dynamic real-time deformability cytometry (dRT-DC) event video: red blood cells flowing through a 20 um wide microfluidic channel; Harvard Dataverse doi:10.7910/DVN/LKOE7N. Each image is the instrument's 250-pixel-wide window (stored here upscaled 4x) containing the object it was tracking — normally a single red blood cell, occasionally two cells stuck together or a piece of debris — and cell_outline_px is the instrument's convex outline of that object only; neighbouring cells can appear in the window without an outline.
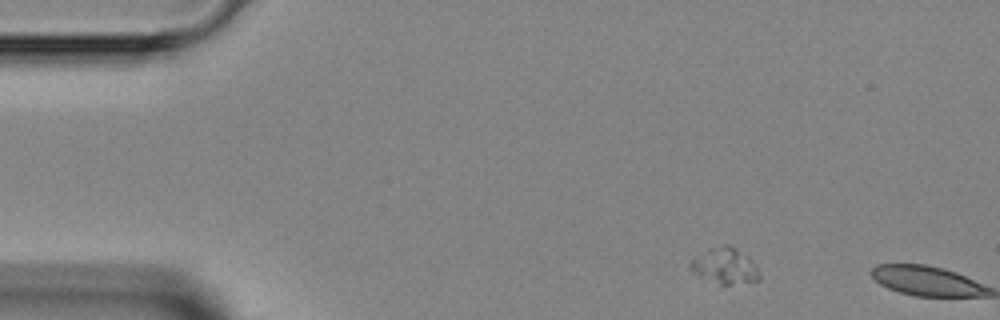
{"species": "Egyptian fruit bat (a non-hibernating species)", "species_latin": "Rousettus aegyptiacus", "temperature_condition": "room temperature", "stored_images_in_passage": 2, "camera_frame_rate_fps": 3000, "um_per_image_px": 0.085, "animal": {"sex": "female"}, "frame": {"image": 1, "passage_image": 1, "time_ms": 0.0, "image_size_px": [1000, 320], "cell_outline_px": [[760, 280], [728, 284], [720, 284], [696, 276], [692, 272], [688, 264], [692, 260], [728, 244], [736, 248], [748, 256], [756, 264], [760, 272]], "centroid_in_image_um": [61.67, 22.66], "position_along_channel_um": 23.3, "area_um2": 13.87}}